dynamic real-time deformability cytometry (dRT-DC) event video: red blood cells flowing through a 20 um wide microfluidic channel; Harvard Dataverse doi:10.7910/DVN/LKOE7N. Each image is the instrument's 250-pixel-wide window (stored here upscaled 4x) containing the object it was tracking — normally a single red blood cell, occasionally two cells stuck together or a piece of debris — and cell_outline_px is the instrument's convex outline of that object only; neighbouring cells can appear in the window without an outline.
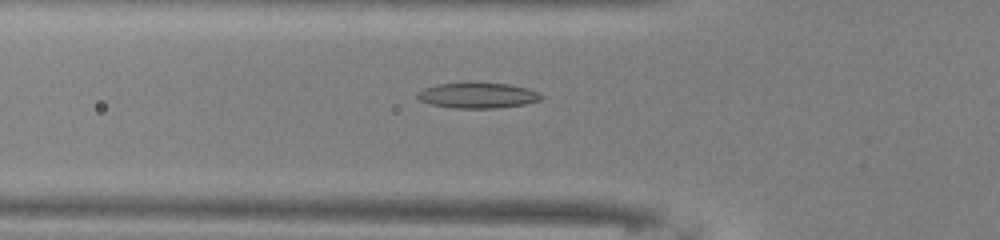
{"species": "common noctule bat (a hibernating species)", "species_latin": "Nyctalus noctula", "temperature_condition": "warm", "stored_images_in_passage": 50, "camera_frame_rate_fps": 3000, "um_per_image_px": 0.085, "animal": {"sex": "male", "body_mass_g": 13.0, "forearm_length_mm": 53.1}, "frame": {"image": 1, "passage_image": 17, "time_ms": 5.333, "image_size_px": [1000, 240], "cell_outline_px": [[544, 96], [540, 100], [524, 104], [496, 108], [452, 108], [432, 104], [420, 100], [416, 96], [424, 88], [436, 84], [512, 84], [528, 88], [540, 92]], "centroid_in_image_um": [40.66, 8.12], "position_along_channel_um": 85.1, "area_um2": 18.03}}
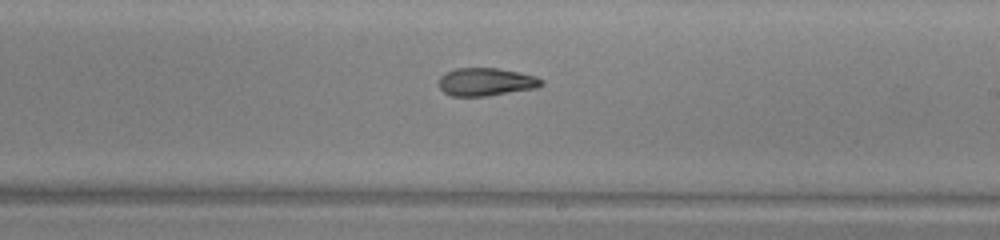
{"frame": {"image": 2, "passage_image": 29, "time_ms": 9.333, "image_size_px": [1000, 240], "cell_outline_px": [[544, 84], [536, 88], [488, 96], [452, 96], [444, 92], [440, 88], [440, 76], [444, 72], [456, 68], [496, 68], [520, 72], [536, 76], [544, 80]], "centroid_in_image_um": [41.33, 6.95], "position_along_channel_um": 247.7, "area_um2": 16.82}}
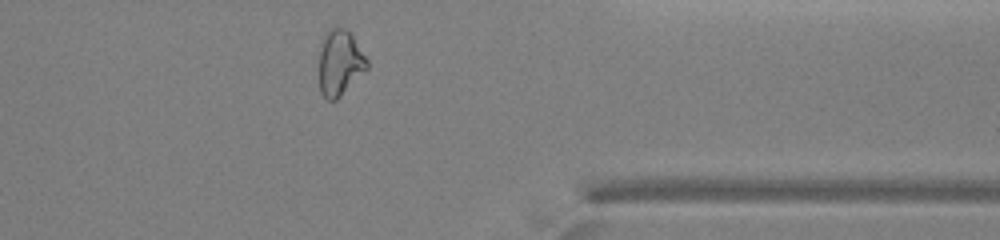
{"frame": {"image": 3, "passage_image": 40, "time_ms": 13.0, "image_size_px": [1000, 240], "cell_outline_px": [[368, 68], [336, 100], [328, 100], [320, 92], [320, 44], [324, 32], [328, 28], [336, 24], [348, 28], [368, 60]], "centroid_in_image_um": [28.88, 5.24], "position_along_channel_um": 382.5, "area_um2": 18.67}, "authors_computed_cell_mechanics": {"area_um2": 18.4382, "velocity_mm_per_s": 4.0578, "shape_relaxation_time_tau1_ms": null, "shape_relaxation_time_tau2_ms": 7.0939, "deformation_change_tau1": null, "deformation_change_tau2": 0.1553}}